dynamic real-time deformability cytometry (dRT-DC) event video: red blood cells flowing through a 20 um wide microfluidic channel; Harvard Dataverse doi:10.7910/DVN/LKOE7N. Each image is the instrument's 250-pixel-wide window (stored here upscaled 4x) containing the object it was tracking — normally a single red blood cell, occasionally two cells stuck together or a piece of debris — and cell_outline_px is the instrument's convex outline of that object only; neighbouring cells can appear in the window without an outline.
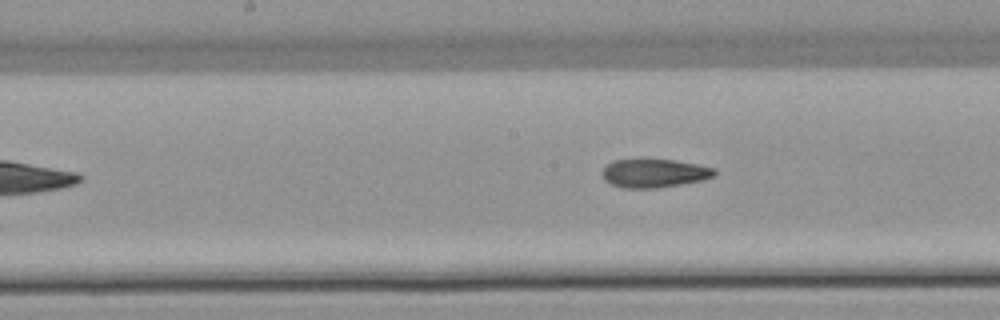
{"species": "common noctule bat (a hibernating species)", "species_latin": "Nyctalus noctula", "temperature_condition": "warm", "stored_images_in_passage": 7, "segment_of_instrument_passage": [2, 2], "camera_frame_rate_fps": 3000, "um_per_image_px": 0.085, "animal": {"sex": "female", "body_mass_g": 22.7, "forearm_length_mm": 54.2}, "frame": {"image": 1, "passage_image": 7, "time_ms": 7.0, "image_size_px": [1000, 320], "cell_outline_px": [[716, 176], [704, 180], [656, 188], [624, 188], [612, 184], [604, 180], [600, 172], [612, 160], [640, 156], [676, 160], [716, 168]], "centroid_in_image_um": [55.58, 14.67], "position_along_channel_um": 192.6, "area_um2": 19.59}}